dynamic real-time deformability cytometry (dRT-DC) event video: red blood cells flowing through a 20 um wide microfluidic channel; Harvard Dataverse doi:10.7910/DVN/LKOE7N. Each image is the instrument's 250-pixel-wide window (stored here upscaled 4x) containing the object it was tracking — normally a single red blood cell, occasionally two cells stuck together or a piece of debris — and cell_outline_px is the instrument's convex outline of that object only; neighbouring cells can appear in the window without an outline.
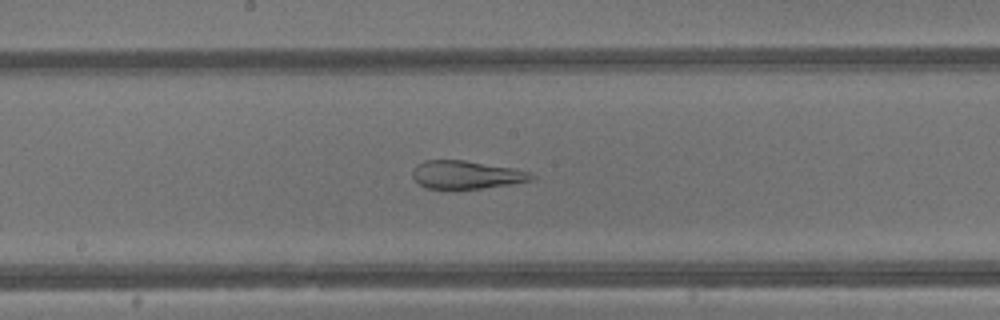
{"species": "common noctule bat (a hibernating species)", "species_latin": "Nyctalus noctula", "temperature_condition": "warm", "stored_images_in_passage": 44, "camera_frame_rate_fps": 3000, "um_per_image_px": 0.085, "animal": {"sex": "male", "body_mass_g": 13.3}, "frame": {"image": 1, "passage_image": 24, "time_ms": 7.667, "image_size_px": [1000, 320], "cell_outline_px": [[536, 176], [532, 180], [508, 184], [480, 188], [428, 188], [420, 184], [412, 176], [412, 168], [416, 164], [424, 160], [464, 160], [512, 168], [532, 172]], "centroid_in_image_um": [39.62, 14.83], "position_along_channel_um": 208.6, "area_um2": 19.25}}
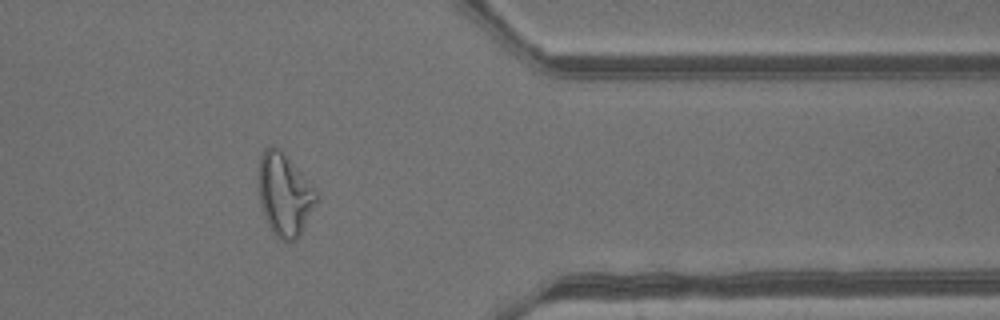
{"frame": {"image": 2, "passage_image": 36, "time_ms": 11.667, "image_size_px": [1000, 320], "cell_outline_px": [[316, 200], [300, 236], [296, 240], [280, 240], [276, 236], [268, 224], [264, 216], [260, 200], [260, 156], [264, 148], [272, 144], [276, 144], [284, 152], [316, 192]], "centroid_in_image_um": [24.16, 16.51], "position_along_channel_um": 387.2, "area_um2": 27.05}}
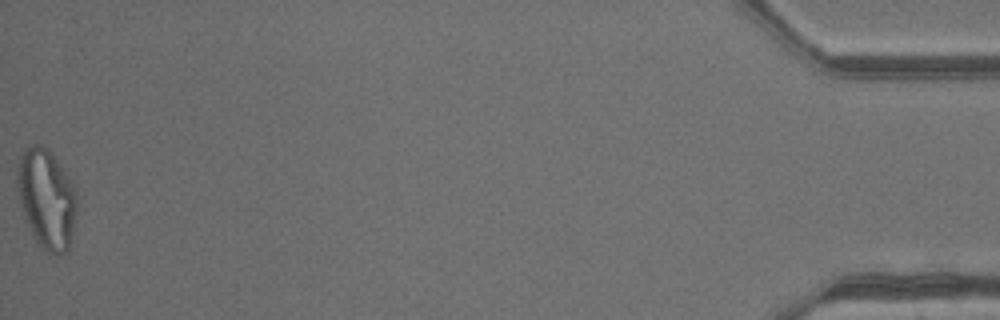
{"frame": {"image": 3, "passage_image": 44, "time_ms": 14.333, "image_size_px": [1000, 320], "cell_outline_px": [[76, 212], [72, 240], [68, 252], [56, 256], [48, 252], [32, 236], [24, 220], [16, 192], [16, 168], [20, 156], [24, 148], [32, 144], [44, 144], [52, 152], [68, 176], [76, 192]], "centroid_in_image_um": [3.93, 16.89], "position_along_channel_um": 431.3, "area_um2": 35.49}, "authors_computed_cell_mechanics": {"area_um2": 29.3046, "velocity_mm_per_s": 4.8796, "shape_relaxation_time_tau1_ms": null, "shape_relaxation_time_tau2_ms": 1.2973, "deformation_change_tau1": null, "deformation_change_tau2": 0.0987}}